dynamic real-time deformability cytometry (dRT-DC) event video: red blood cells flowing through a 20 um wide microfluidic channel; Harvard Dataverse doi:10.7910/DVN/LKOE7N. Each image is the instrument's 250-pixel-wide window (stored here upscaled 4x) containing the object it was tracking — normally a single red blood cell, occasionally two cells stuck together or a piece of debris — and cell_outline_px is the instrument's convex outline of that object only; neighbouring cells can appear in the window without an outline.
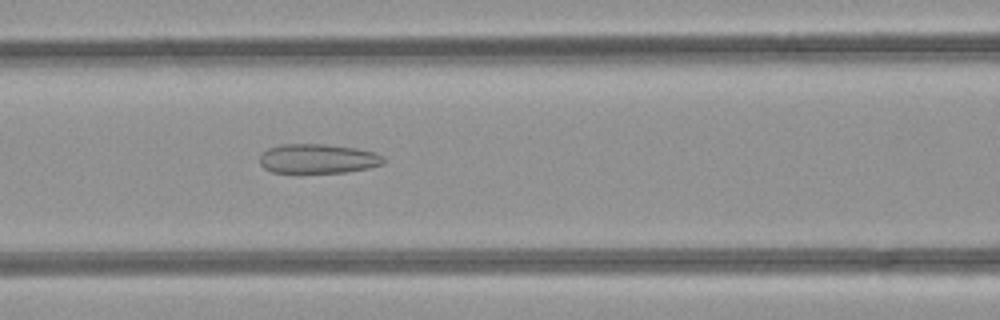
{"species": "common noctule bat (a hibernating species)", "species_latin": "Nyctalus noctula", "temperature_condition": "room temperature", "stored_images_in_passage": 48, "camera_frame_rate_fps": 3000, "um_per_image_px": 0.085, "animal": {"sex": "female", "body_mass_g": 21.9}, "frame": {"image": 1, "passage_image": 20, "time_ms": 6.333, "image_size_px": [1000, 320], "cell_outline_px": [[384, 164], [368, 168], [344, 172], [296, 176], [272, 172], [264, 168], [260, 164], [260, 156], [268, 148], [280, 144], [324, 144], [356, 148], [376, 152], [384, 156]], "centroid_in_image_um": [26.98, 13.54], "position_along_channel_um": 139.6, "area_um2": 22.25}}
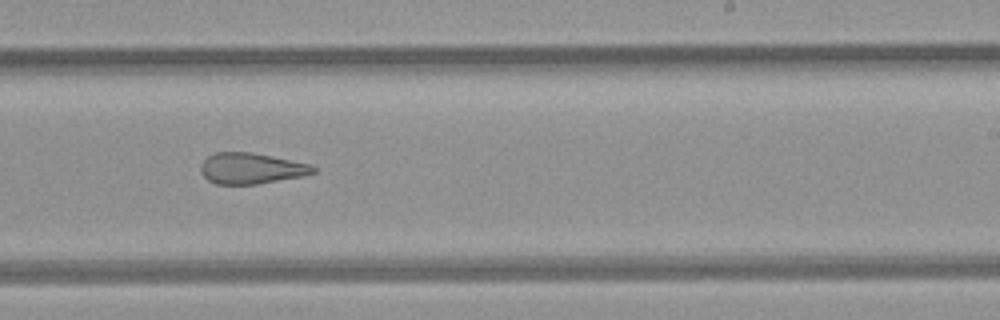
{"frame": {"image": 2, "passage_image": 29, "time_ms": 9.333, "image_size_px": [1000, 320], "cell_outline_px": [[316, 172], [300, 176], [256, 184], [216, 184], [208, 180], [200, 172], [200, 164], [208, 156], [216, 152], [252, 152], [312, 164], [316, 168]], "centroid_in_image_um": [21.33, 14.3], "position_along_channel_um": 267.7, "area_um2": 20.23}}
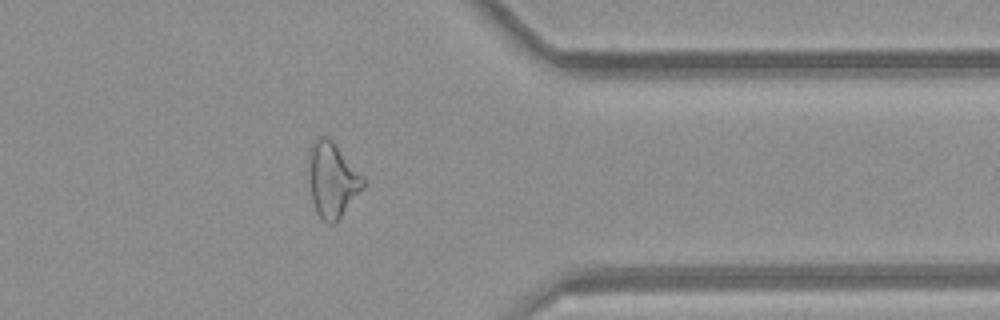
{"frame": {"image": 3, "passage_image": 38, "time_ms": 12.333, "image_size_px": [1000, 320], "cell_outline_px": [[368, 180], [364, 188], [340, 216], [332, 224], [328, 224], [320, 220], [316, 212], [304, 176], [312, 144], [316, 136], [324, 136], [332, 140]], "centroid_in_image_um": [28.2, 15.27], "position_along_channel_um": 383.2, "area_um2": 24.68}, "authors_computed_cell_mechanics": {"area_um2": 25.5187, "velocity_mm_per_s": 4.2754, "shape_relaxation_time_tau1_ms": null, "shape_relaxation_time_tau2_ms": 2.1704, "deformation_change_tau1": null, "deformation_change_tau2": 0.1285}}